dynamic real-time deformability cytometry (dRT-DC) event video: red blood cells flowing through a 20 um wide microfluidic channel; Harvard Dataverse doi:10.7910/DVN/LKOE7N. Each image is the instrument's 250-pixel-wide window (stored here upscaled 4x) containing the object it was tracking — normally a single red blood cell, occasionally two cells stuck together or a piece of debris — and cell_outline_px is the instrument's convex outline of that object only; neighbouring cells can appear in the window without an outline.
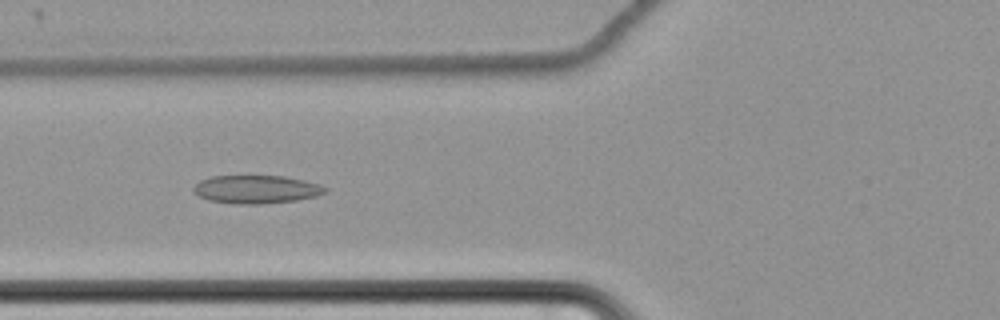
{"species": "common noctule bat (a hibernating species)", "species_latin": "Nyctalus noctula", "temperature_condition": "cold", "stored_images_in_passage": 65, "camera_frame_rate_fps": 3000, "um_per_image_px": 0.085, "animal": {"sex": "female", "body_mass_g": 22.7, "forearm_length_mm": 54.2}, "frame": {"image": 1, "passage_image": 29, "time_ms": 9.333, "image_size_px": [1000, 320], "cell_outline_px": [[328, 192], [316, 196], [296, 200], [260, 204], [236, 204], [208, 200], [192, 192], [192, 188], [200, 180], [208, 176], [284, 176], [304, 180], [320, 184], [328, 188]], "centroid_in_image_um": [21.78, 16.09], "position_along_channel_um": 104.0, "area_um2": 21.79}}
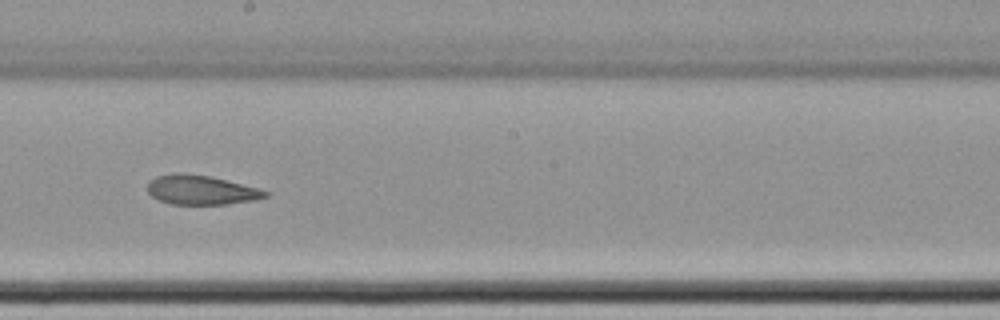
{"frame": {"image": 2, "passage_image": 40, "time_ms": 13.0, "image_size_px": [1000, 320], "cell_outline_px": [[268, 196], [256, 200], [228, 204], [172, 204], [160, 200], [152, 196], [148, 192], [148, 180], [156, 176], [172, 172], [180, 172], [208, 176], [260, 188], [268, 192]], "centroid_in_image_um": [17.08, 16.14], "position_along_channel_um": 231.1, "area_um2": 20.23}}
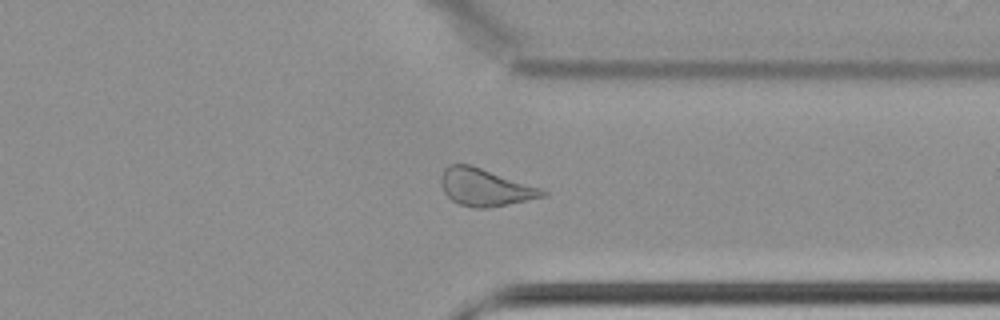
{"frame": {"image": 3, "passage_image": 52, "time_ms": 17.0, "image_size_px": [1000, 320], "cell_outline_px": [[548, 196], [488, 208], [476, 208], [460, 204], [452, 200], [444, 192], [440, 180], [440, 176], [444, 168], [448, 164], [468, 164], [544, 188], [548, 192]], "centroid_in_image_um": [41.26, 15.92], "position_along_channel_um": 370.1, "area_um2": 22.2}}